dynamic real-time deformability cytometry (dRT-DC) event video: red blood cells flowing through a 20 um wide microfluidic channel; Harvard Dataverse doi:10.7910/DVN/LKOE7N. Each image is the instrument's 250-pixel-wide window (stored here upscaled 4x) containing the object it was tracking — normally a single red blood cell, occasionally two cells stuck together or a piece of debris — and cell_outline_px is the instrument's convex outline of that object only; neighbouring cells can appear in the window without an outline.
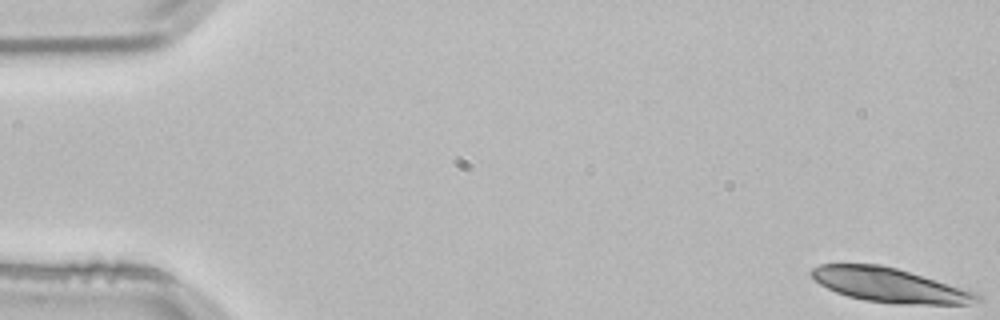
{"species": "common noctule bat (a hibernating species)", "species_latin": "Nyctalus noctula", "temperature_condition": "room temperature", "stored_images_in_passage": 53, "segment_of_instrument_passage": [1, 2], "camera_frame_rate_fps": 3000, "um_per_image_px": 0.085, "animal": {"sex": "male", "body_mass_g": 21.5, "forearm_length_mm": 52.0}, "frame": {"image": 1, "passage_image": 1, "time_ms": 0.0, "image_size_px": [1000, 320], "cell_outline_px": [[984, 296], [980, 300], [968, 304], [892, 304], [864, 300], [848, 296], [836, 292], [820, 284], [808, 272], [812, 268], [820, 264], [880, 264], [896, 268], [976, 292]], "centroid_in_image_um": [75.61, 24.24], "position_along_channel_um": 9.4, "area_um2": 32.95}}